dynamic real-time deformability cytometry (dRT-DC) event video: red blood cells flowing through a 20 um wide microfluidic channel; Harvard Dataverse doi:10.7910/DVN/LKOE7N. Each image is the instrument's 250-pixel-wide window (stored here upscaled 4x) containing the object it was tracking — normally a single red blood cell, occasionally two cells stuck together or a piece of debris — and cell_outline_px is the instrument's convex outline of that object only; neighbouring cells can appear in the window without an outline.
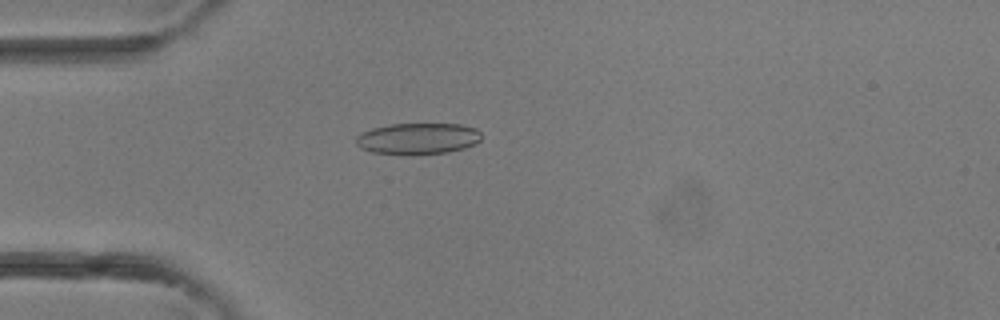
{"species": "common noctule bat (a hibernating species)", "species_latin": "Nyctalus noctula", "temperature_condition": "room temperature", "stored_images_in_passage": 4, "camera_frame_rate_fps": 3000, "um_per_image_px": 0.085, "animal": {"sex": "female"}, "frame": {"image": 1, "passage_image": 4, "time_ms": 1.0, "image_size_px": [1000, 320], "cell_outline_px": [[480, 140], [476, 144], [464, 148], [448, 152], [416, 156], [400, 156], [372, 152], [360, 148], [356, 144], [356, 136], [360, 132], [372, 128], [388, 124], [460, 124], [476, 128], [480, 132]], "centroid_in_image_um": [35.48, 11.81], "position_along_channel_um": 49.5, "area_um2": 23.58}}